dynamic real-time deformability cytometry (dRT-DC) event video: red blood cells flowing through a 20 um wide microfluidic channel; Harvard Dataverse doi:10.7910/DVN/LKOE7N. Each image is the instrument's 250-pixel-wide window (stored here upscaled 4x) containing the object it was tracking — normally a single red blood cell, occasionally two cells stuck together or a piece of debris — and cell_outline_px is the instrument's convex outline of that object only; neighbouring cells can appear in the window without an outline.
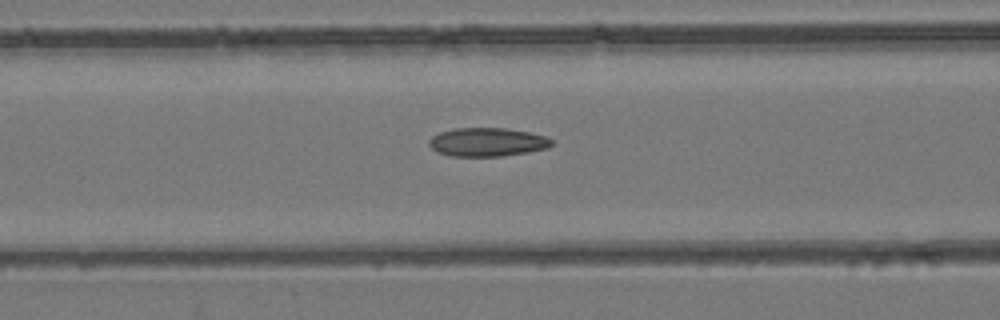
{"species": "common noctule bat (a hibernating species)", "species_latin": "Nyctalus noctula", "temperature_condition": "room temperature", "stored_images_in_passage": 54, "camera_frame_rate_fps": 3000, "um_per_image_px": 0.085, "animal": {"sex": "female", "body_mass_g": 24.6, "forearm_length_mm": 56.2}, "frame": {"image": 1, "passage_image": 23, "time_ms": 7.333, "image_size_px": [1000, 320], "cell_outline_px": [[552, 144], [548, 148], [528, 152], [500, 156], [452, 156], [436, 152], [428, 144], [428, 140], [432, 136], [440, 132], [456, 128], [508, 128], [528, 132], [544, 136], [552, 140]], "centroid_in_image_um": [41.39, 12.07], "position_along_channel_um": 125.2, "area_um2": 20.4}}
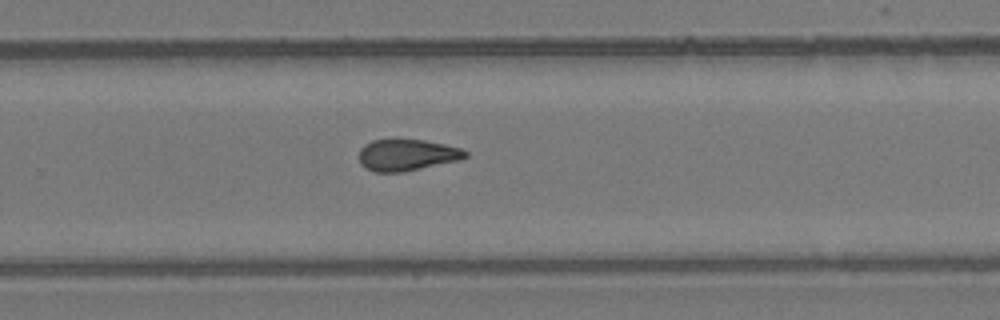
{"frame": {"image": 2, "passage_image": 36, "time_ms": 11.667, "image_size_px": [1000, 320], "cell_outline_px": [[468, 156], [460, 160], [400, 172], [376, 172], [364, 168], [360, 164], [360, 148], [364, 144], [372, 140], [396, 136], [424, 140], [444, 144], [460, 148], [468, 152]], "centroid_in_image_um": [34.55, 13.12], "position_along_channel_um": 295.3, "area_um2": 20.11}}
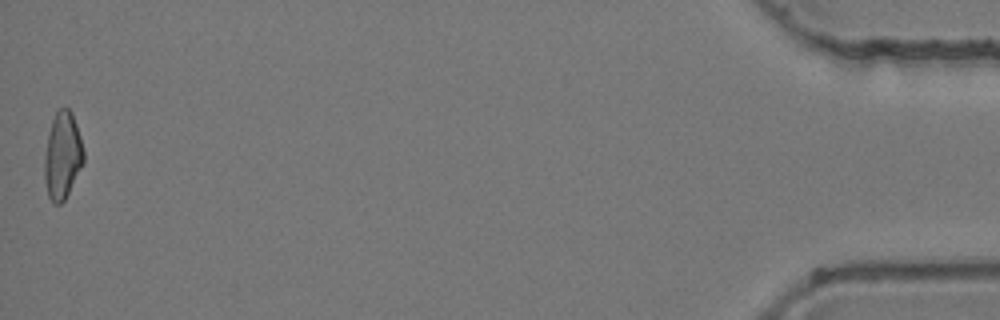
{"frame": {"image": 3, "passage_image": 54, "time_ms": 17.667, "image_size_px": [1000, 320], "cell_outline_px": [[84, 160], [64, 200], [60, 204], [52, 204], [48, 196], [44, 176], [44, 156], [48, 132], [52, 120], [56, 112], [60, 108], [68, 108], [72, 112], [80, 136], [84, 152]], "centroid_in_image_um": [5.29, 13.22], "position_along_channel_um": 429.9, "area_um2": 19.71}, "authors_computed_cell_mechanics": {"area_um2": 20.3456, "velocity_mm_per_s": 3.9268, "shape_relaxation_time_tau1_ms": null, "shape_relaxation_time_tau2_ms": 3.3346, "deformation_change_tau1": null, "deformation_change_tau2": 0.0979}}